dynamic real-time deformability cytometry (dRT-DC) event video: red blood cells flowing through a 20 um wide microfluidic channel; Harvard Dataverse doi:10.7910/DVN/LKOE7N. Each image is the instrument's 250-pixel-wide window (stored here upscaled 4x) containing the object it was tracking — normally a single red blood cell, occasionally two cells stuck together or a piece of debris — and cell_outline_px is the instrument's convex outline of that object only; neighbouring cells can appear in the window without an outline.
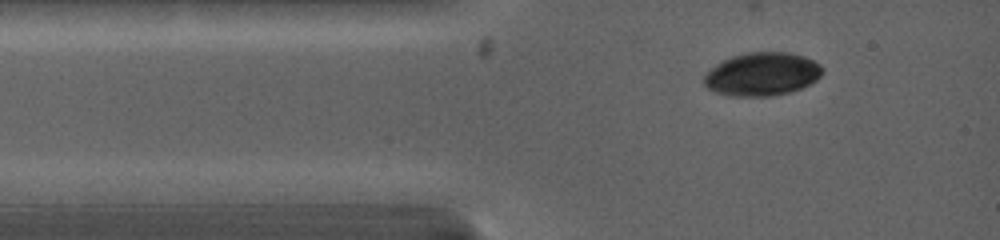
{"species": "common noctule bat (a hibernating species)", "species_latin": "Nyctalus noctula", "temperature_condition": "warm", "stored_images_in_passage": 3, "camera_frame_rate_fps": 5000, "um_per_image_px": 0.085, "animal": {"sex": "female", "body_mass_g": 19.0, "forearm_length_mm": 53.3}, "frame": {"image": 1, "passage_image": 3, "time_ms": 2.0, "image_size_px": [1000, 240], "cell_outline_px": [[824, 72], [816, 80], [800, 88], [788, 92], [772, 96], [732, 96], [716, 92], [708, 88], [704, 84], [704, 72], [716, 64], [732, 56], [748, 52], [788, 52], [804, 56], [820, 64]], "centroid_in_image_um": [64.76, 6.29], "position_along_channel_um": 20.2, "area_um2": 29.82}}